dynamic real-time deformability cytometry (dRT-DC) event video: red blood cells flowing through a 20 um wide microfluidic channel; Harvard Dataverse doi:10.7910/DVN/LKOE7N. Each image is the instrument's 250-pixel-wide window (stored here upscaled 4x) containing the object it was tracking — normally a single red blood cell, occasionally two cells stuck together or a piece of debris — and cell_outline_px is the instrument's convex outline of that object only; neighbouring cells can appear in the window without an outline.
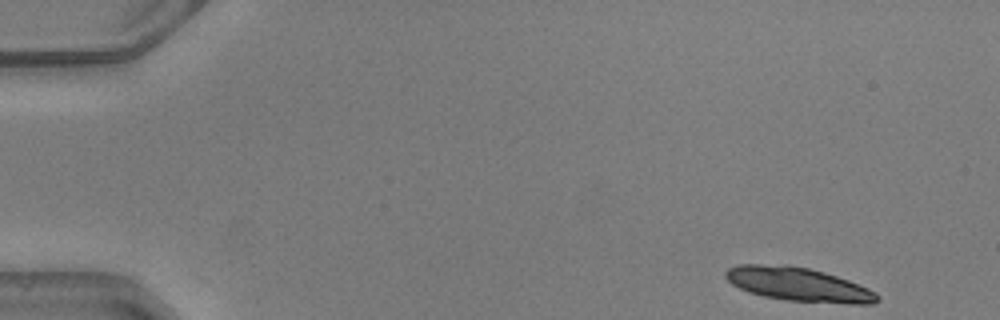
{"species": "common noctule bat (a hibernating species)", "species_latin": "Nyctalus noctula", "temperature_condition": "warm", "stored_images_in_passage": 21, "camera_frame_rate_fps": 3000, "um_per_image_px": 0.085, "animal": {"sex": "male", "body_mass_g": 20.5, "forearm_length_mm": 52.5}, "frame": {"image": 1, "passage_image": 1, "time_ms": 0.0, "image_size_px": [1000, 320], "cell_outline_px": [[880, 300], [872, 304], [852, 304], [788, 300], [764, 296], [748, 292], [732, 284], [724, 276], [724, 272], [728, 268], [740, 264], [788, 264], [808, 268], [824, 272], [848, 280], [868, 288], [876, 292], [880, 296]], "centroid_in_image_um": [67.86, 24.16], "position_along_channel_um": 17.1, "area_um2": 29.94}}